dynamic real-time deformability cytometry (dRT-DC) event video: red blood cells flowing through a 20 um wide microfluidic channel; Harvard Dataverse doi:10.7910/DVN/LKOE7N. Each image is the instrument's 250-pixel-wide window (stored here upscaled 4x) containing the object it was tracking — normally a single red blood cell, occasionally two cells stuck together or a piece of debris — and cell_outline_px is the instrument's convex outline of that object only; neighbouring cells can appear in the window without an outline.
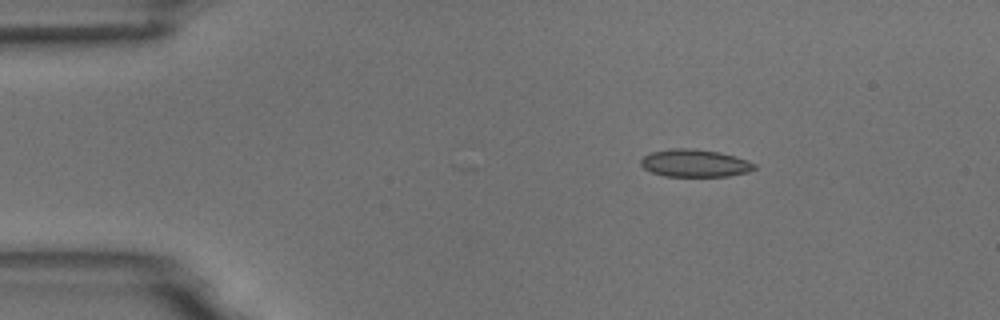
{"species": "common noctule bat (a hibernating species)", "species_latin": "Nyctalus noctula", "temperature_condition": "room temperature", "stored_images_in_passage": 3, "camera_frame_rate_fps": 3000, "um_per_image_px": 0.085, "animal": {"sex": "male", "body_mass_g": 18.8}, "frame": {"image": 1, "passage_image": 1, "time_ms": 0.0, "image_size_px": [1000, 320], "cell_outline_px": [[756, 168], [748, 172], [728, 176], [664, 176], [652, 172], [644, 168], [640, 164], [640, 160], [644, 156], [652, 152], [672, 148], [692, 148], [720, 152], [736, 156], [748, 160], [756, 164]], "centroid_in_image_um": [59.08, 13.86], "position_along_channel_um": 25.9, "area_um2": 18.32}}